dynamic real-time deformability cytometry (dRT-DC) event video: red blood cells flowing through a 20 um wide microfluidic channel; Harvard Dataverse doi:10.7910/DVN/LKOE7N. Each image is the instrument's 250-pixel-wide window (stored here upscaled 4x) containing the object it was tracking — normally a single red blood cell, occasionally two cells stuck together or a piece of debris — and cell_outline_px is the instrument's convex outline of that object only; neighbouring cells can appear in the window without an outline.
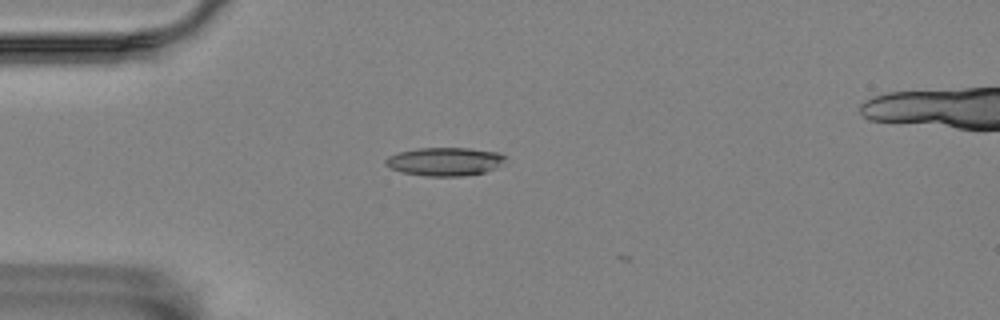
{"species": "Egyptian fruit bat (a non-hibernating species)", "species_latin": "Rousettus aegyptiacus", "temperature_condition": "room temperature", "stored_images_in_passage": 5, "camera_frame_rate_fps": 3000, "um_per_image_px": 0.085, "animal": {"sex": "female"}, "frame": {"image": 1, "passage_image": 1, "time_ms": 0.0, "image_size_px": [1000, 320], "cell_outline_px": [[508, 156], [496, 168], [484, 172], [460, 176], [428, 176], [400, 172], [384, 164], [384, 160], [388, 156], [400, 152], [416, 148], [468, 148], [500, 152]], "centroid_in_image_um": [37.81, 13.72], "position_along_channel_um": 47.2, "area_um2": 19.83}}